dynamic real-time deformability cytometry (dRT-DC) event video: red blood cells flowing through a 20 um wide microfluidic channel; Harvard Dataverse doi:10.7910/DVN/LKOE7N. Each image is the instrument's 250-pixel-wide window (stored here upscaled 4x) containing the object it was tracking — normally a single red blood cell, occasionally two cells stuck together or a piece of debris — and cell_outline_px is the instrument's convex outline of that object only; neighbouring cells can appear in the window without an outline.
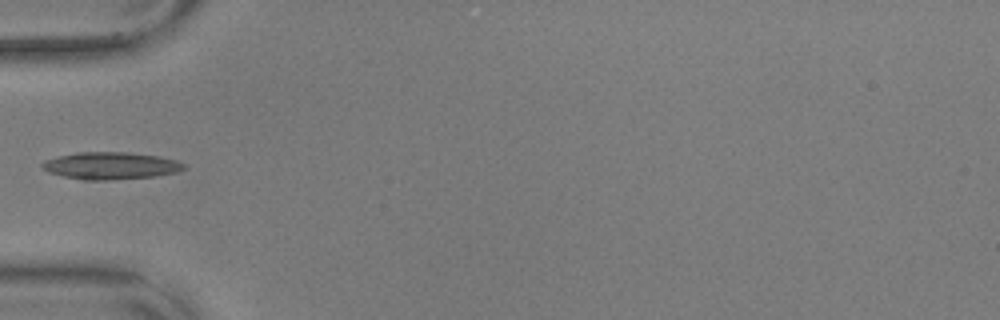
{"species": "common noctule bat (a hibernating species)", "species_latin": "Nyctalus noctula", "temperature_condition": "warm", "stored_images_in_passage": 38, "camera_frame_rate_fps": 3000, "um_per_image_px": 0.085, "animal": {"sex": "male", "body_mass_g": 17.9, "forearm_length_mm": 54.2}, "frame": {"image": 1, "passage_image": 1, "time_ms": 0.0, "image_size_px": [1000, 320], "cell_outline_px": [[184, 168], [176, 172], [156, 176], [108, 180], [84, 180], [64, 176], [48, 172], [40, 168], [40, 164], [44, 160], [56, 156], [76, 152], [128, 152], [156, 156], [176, 160], [184, 164]], "centroid_in_image_um": [9.33, 14.08], "position_along_channel_um": 75.7, "area_um2": 22.48}}
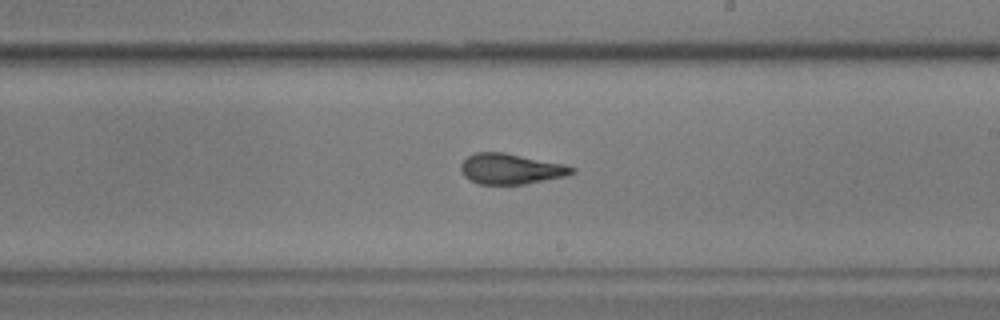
{"frame": {"image": 2, "passage_image": 15, "time_ms": 4.667, "image_size_px": [1000, 320], "cell_outline_px": [[576, 172], [564, 176], [524, 184], [480, 184], [464, 176], [460, 168], [460, 164], [468, 156], [476, 152], [504, 152], [564, 164], [576, 168]], "centroid_in_image_um": [43.42, 14.34], "position_along_channel_um": 245.6, "area_um2": 19.59}}
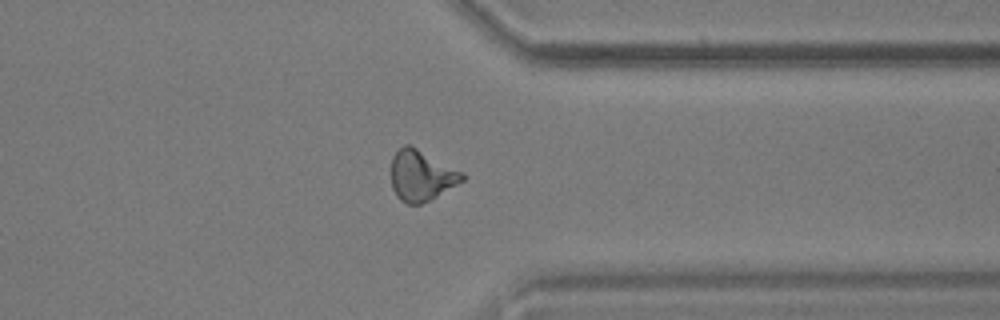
{"frame": {"image": 3, "passage_image": 26, "time_ms": 8.333, "image_size_px": [1000, 320], "cell_outline_px": [[464, 180], [436, 196], [420, 204], [408, 204], [400, 200], [396, 196], [392, 188], [392, 156], [404, 144], [408, 144], [464, 172]], "centroid_in_image_um": [35.8, 14.92], "position_along_channel_um": 375.6, "area_um2": 20.69}}